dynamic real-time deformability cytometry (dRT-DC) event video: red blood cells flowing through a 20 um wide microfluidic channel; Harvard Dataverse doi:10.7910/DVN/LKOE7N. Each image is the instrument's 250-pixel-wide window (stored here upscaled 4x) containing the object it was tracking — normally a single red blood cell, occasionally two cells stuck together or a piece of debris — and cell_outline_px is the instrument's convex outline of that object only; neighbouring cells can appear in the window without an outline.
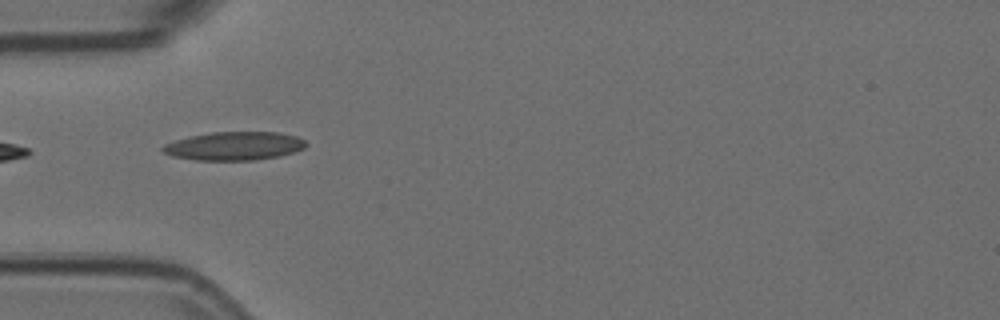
{"species": "Egyptian fruit bat (a non-hibernating species)", "species_latin": "Rousettus aegyptiacus", "temperature_condition": "room temperature", "stored_images_in_passage": 4, "camera_frame_rate_fps": 3000, "um_per_image_px": 0.085, "animal": {"sex": "female"}, "frame": {"image": 1, "passage_image": 4, "time_ms": 1.0, "image_size_px": [1000, 320], "cell_outline_px": [[308, 144], [304, 148], [280, 156], [252, 160], [196, 160], [172, 156], [164, 152], [160, 148], [164, 144], [188, 136], [212, 132], [280, 132], [296, 136], [304, 140]], "centroid_in_image_um": [19.9, 12.4], "position_along_channel_um": 65.1, "area_um2": 23.76}}